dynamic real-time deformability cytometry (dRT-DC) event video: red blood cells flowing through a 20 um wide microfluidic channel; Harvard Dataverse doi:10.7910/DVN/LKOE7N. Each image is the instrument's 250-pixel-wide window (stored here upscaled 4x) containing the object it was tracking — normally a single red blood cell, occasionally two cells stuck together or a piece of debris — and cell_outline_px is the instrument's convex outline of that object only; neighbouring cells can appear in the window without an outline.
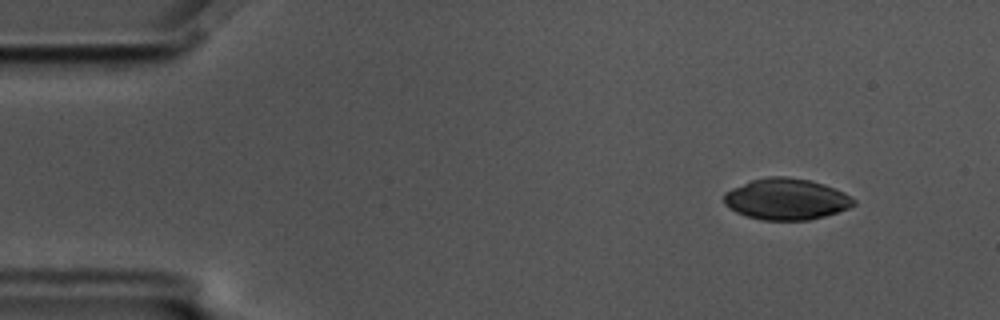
{"species": "common noctule bat (a hibernating species)", "species_latin": "Nyctalus noctula", "temperature_condition": "cold", "stored_images_in_passage": 14, "camera_frame_rate_fps": 3000, "um_per_image_px": 0.085, "animal": {"sex": "male", "body_mass_g": 17.5, "forearm_length_mm": 52.3}, "frame": {"image": 1, "passage_image": 5, "time_ms": 1.333, "image_size_px": [1000, 320], "cell_outline_px": [[856, 204], [848, 208], [824, 216], [808, 220], [760, 220], [736, 212], [724, 204], [724, 192], [732, 188], [752, 180], [768, 176], [784, 176], [808, 180], [824, 184], [844, 192], [856, 200]], "centroid_in_image_um": [66.83, 16.92], "position_along_channel_um": 18.2, "area_um2": 31.1}}